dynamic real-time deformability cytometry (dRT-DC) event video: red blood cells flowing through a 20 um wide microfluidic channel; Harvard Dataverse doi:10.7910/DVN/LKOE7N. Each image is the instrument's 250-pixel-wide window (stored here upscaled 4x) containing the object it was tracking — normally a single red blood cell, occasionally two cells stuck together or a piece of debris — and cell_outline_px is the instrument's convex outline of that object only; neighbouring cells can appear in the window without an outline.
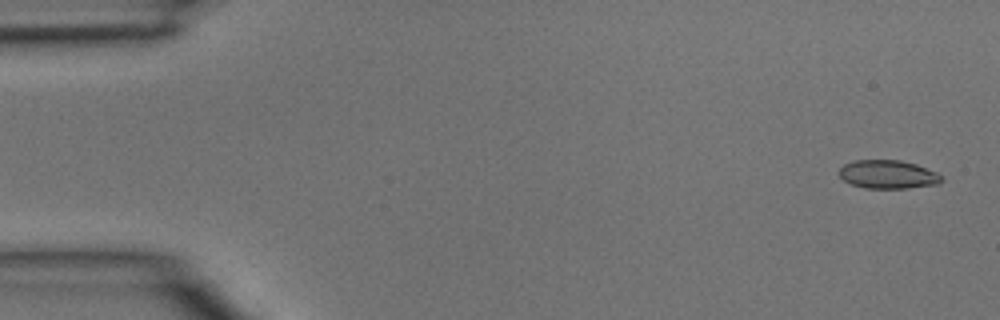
{"species": "common noctule bat (a hibernating species)", "species_latin": "Nyctalus noctula", "temperature_condition": "room temperature", "stored_images_in_passage": 4, "camera_frame_rate_fps": 3000, "um_per_image_px": 0.085, "animal": {"sex": "male", "body_mass_g": 15.6}, "frame": {"image": 1, "passage_image": 1, "time_ms": 0.0, "image_size_px": [1000, 320], "cell_outline_px": [[944, 180], [936, 184], [908, 188], [864, 188], [852, 184], [844, 180], [840, 176], [840, 168], [844, 164], [856, 160], [900, 160], [916, 164], [936, 172]], "centroid_in_image_um": [75.47, 14.82], "position_along_channel_um": 9.5, "area_um2": 16.82}}
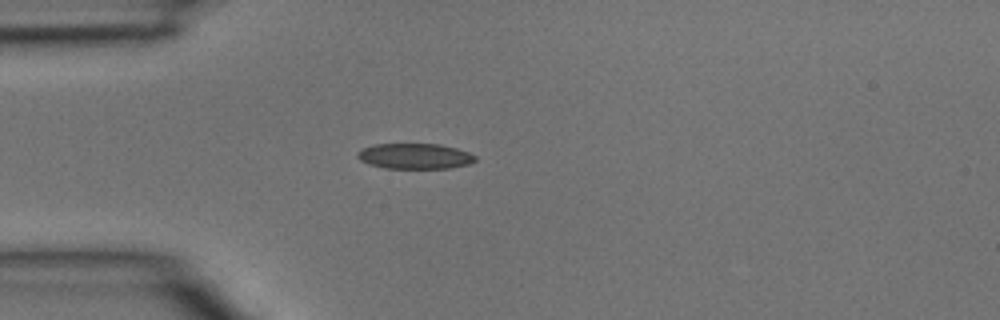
{"frame": {"image": 2, "passage_image": 4, "time_ms": 1.0, "image_size_px": [1000, 320], "cell_outline_px": [[476, 160], [468, 164], [448, 168], [384, 168], [368, 164], [360, 160], [356, 156], [356, 152], [360, 148], [372, 144], [440, 144], [456, 148], [468, 152], [476, 156]], "centroid_in_image_um": [35.2, 13.26], "position_along_channel_um": 49.8, "area_um2": 17.63}}